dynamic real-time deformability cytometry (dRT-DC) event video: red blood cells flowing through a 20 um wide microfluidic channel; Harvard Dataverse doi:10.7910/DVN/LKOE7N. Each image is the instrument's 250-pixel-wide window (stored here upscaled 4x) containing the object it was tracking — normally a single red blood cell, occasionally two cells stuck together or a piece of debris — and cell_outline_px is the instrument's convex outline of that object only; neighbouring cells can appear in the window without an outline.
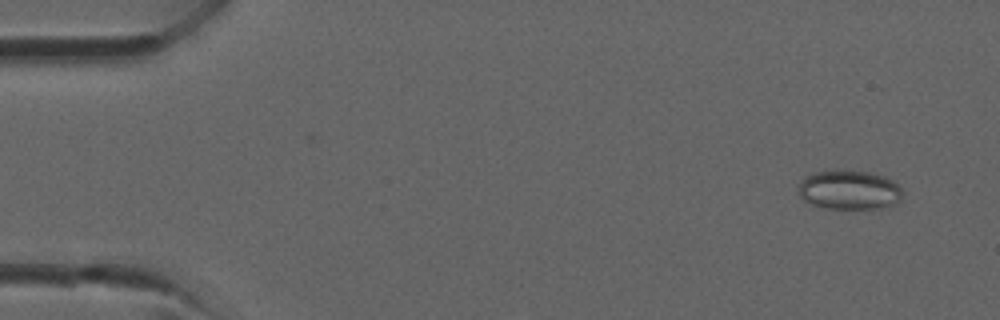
{"species": "common noctule bat (a hibernating species)", "species_latin": "Nyctalus noctula", "temperature_condition": "room temperature", "stored_images_in_passage": 7, "camera_frame_rate_fps": 3000, "um_per_image_px": 0.085, "animal": {"sex": "male", "forearm_length_mm": 52.5}, "frame": {"image": 1, "passage_image": 3, "time_ms": 0.667, "image_size_px": [1000, 320], "cell_outline_px": [[900, 200], [896, 204], [880, 208], [824, 208], [812, 204], [804, 200], [800, 196], [800, 180], [804, 176], [812, 172], [872, 172], [884, 176], [892, 180], [900, 188]], "centroid_in_image_um": [72.17, 16.16], "position_along_channel_um": 12.8, "area_um2": 23.29}}